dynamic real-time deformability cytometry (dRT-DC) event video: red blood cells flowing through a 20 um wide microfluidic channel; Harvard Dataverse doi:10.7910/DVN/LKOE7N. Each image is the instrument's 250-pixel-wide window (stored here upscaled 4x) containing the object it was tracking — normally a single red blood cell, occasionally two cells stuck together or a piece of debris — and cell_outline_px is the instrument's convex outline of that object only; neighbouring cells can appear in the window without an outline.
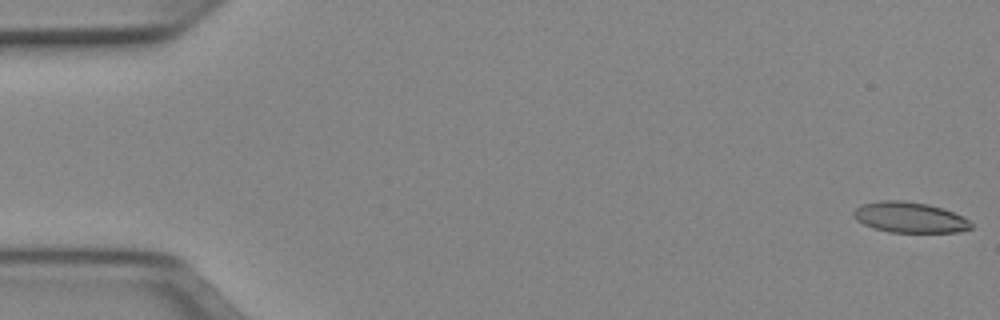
{"species": "Egyptian fruit bat (a non-hibernating species)", "species_latin": "Rousettus aegyptiacus", "temperature_condition": "cold", "stored_images_in_passage": 51, "camera_frame_rate_fps": 3000, "um_per_image_px": 0.085, "animal": {"sex": "female"}, "frame": {"image": 1, "passage_image": 1, "time_ms": 0.0, "image_size_px": [1000, 320], "cell_outline_px": [[972, 228], [960, 232], [888, 232], [872, 228], [856, 220], [852, 216], [852, 212], [860, 204], [880, 200], [904, 200], [928, 204], [944, 208], [968, 220], [972, 224]], "centroid_in_image_um": [77.27, 18.47], "position_along_channel_um": 7.7, "area_um2": 21.15}}
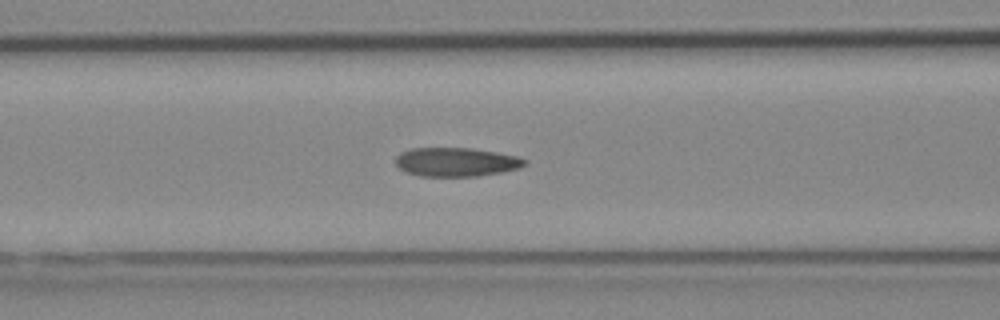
{"frame": {"image": 2, "passage_image": 21, "time_ms": 6.667, "image_size_px": [1000, 320], "cell_outline_px": [[528, 164], [520, 168], [500, 172], [476, 176], [420, 176], [404, 172], [396, 164], [396, 156], [400, 152], [412, 148], [472, 148], [496, 152], [516, 156], [528, 160]], "centroid_in_image_um": [38.77, 13.77], "position_along_channel_um": 127.8, "area_um2": 21.79}}
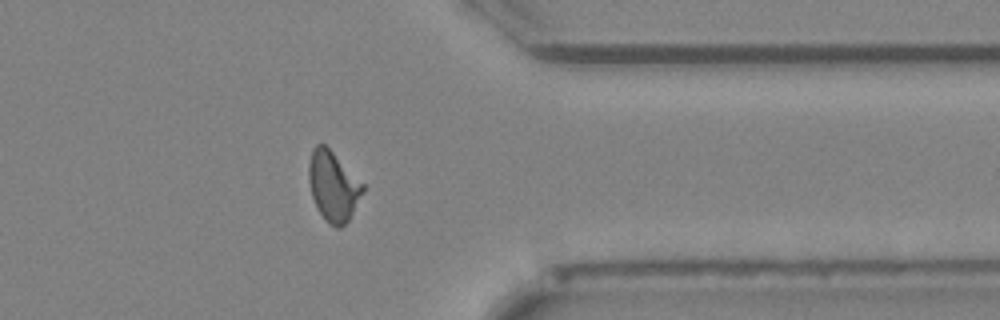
{"frame": {"image": 3, "passage_image": 41, "time_ms": 13.333, "image_size_px": [1000, 320], "cell_outline_px": [[364, 192], [348, 220], [340, 228], [336, 228], [324, 220], [316, 208], [312, 196], [308, 180], [308, 164], [312, 148], [316, 144], [324, 144], [364, 184]], "centroid_in_image_um": [28.29, 15.84], "position_along_channel_um": 383.1, "area_um2": 21.96}, "authors_computed_cell_mechanics": {"area_um2": 21.675, "velocity_mm_per_s": 3.9933, "shape_relaxation_time_tau1_ms": 9.5914, "shape_relaxation_time_tau2_ms": 1.537, "deformation_change_tau1": 0.2416, "deformation_change_tau2": 0.0783}}